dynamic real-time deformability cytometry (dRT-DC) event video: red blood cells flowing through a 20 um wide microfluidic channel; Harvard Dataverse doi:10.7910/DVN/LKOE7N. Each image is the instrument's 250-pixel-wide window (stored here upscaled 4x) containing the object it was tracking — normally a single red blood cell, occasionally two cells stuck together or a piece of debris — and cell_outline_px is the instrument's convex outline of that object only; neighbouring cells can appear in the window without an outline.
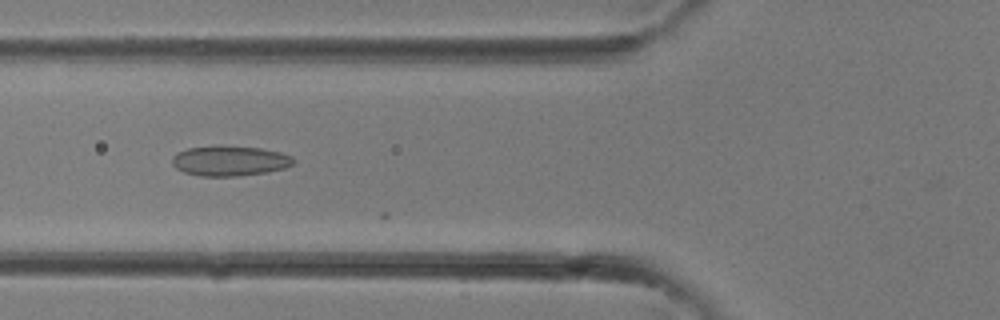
{"species": "common noctule bat (a hibernating species)", "species_latin": "Nyctalus noctula", "temperature_condition": "room temperature", "stored_images_in_passage": 13, "camera_frame_rate_fps": 3000, "um_per_image_px": 0.085, "animal": {"sex": "female"}, "frame": {"image": 1, "passage_image": 10, "time_ms": 3.0, "image_size_px": [1000, 320], "cell_outline_px": [[296, 160], [292, 164], [284, 168], [268, 172], [236, 176], [200, 176], [184, 172], [176, 168], [172, 164], [172, 156], [176, 152], [188, 148], [260, 148], [280, 152], [292, 156]], "centroid_in_image_um": [19.54, 13.71], "position_along_channel_um": 106.3, "area_um2": 20.63}}
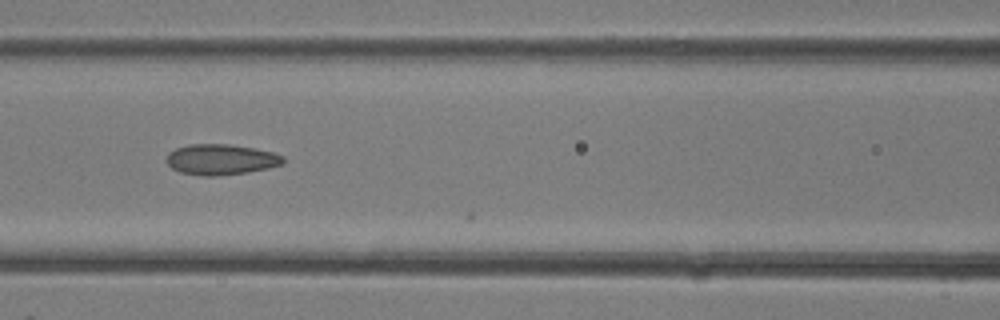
{"frame": {"image": 2, "passage_image": 12, "time_ms": 3.667, "image_size_px": [1000, 320], "cell_outline_px": [[284, 164], [268, 168], [248, 172], [216, 176], [204, 176], [180, 172], [172, 168], [168, 164], [168, 152], [176, 148], [188, 144], [228, 144], [256, 148], [272, 152], [284, 156]], "centroid_in_image_um": [18.81, 13.55], "position_along_channel_um": 147.8, "area_um2": 20.87}}